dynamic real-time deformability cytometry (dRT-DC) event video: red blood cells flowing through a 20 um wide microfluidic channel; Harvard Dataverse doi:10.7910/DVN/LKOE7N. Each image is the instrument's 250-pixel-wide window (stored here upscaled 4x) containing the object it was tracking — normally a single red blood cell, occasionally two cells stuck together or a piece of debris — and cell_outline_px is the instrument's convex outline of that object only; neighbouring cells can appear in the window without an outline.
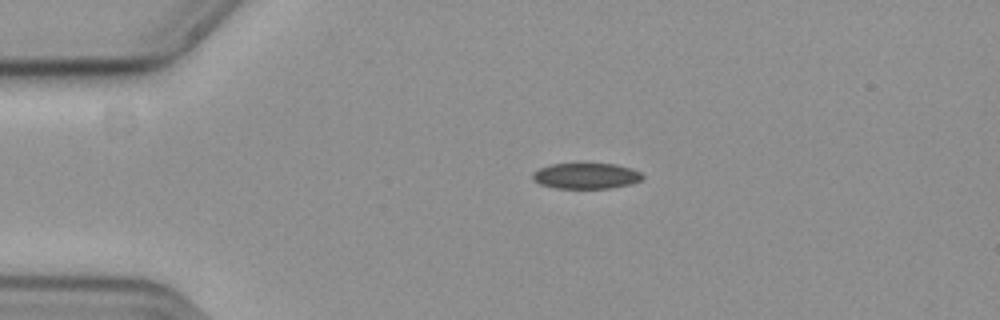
{"species": "common noctule bat (a hibernating species)", "species_latin": "Nyctalus noctula", "temperature_condition": "cold", "stored_images_in_passage": 46, "camera_frame_rate_fps": 3000, "um_per_image_px": 0.085, "animal": {"sex": "female", "body_mass_g": 19.3, "forearm_length_mm": 54.1}, "frame": {"image": 1, "passage_image": 1, "time_ms": 0.0, "image_size_px": [1000, 320], "cell_outline_px": [[644, 176], [640, 180], [628, 184], [608, 188], [556, 188], [540, 184], [532, 180], [532, 172], [548, 164], [580, 160], [616, 164], [632, 168], [640, 172]], "centroid_in_image_um": [49.76, 14.88], "position_along_channel_um": 35.2, "area_um2": 17.4}}
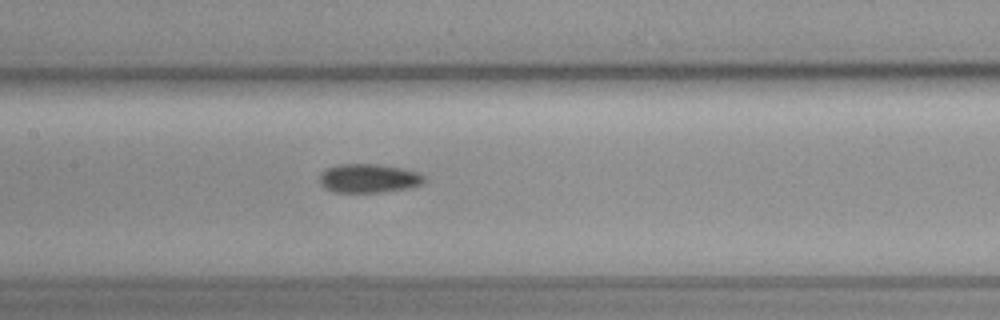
{"frame": {"image": 2, "passage_image": 16, "time_ms": 5.0, "image_size_px": [1000, 320], "cell_outline_px": [[424, 184], [408, 188], [380, 192], [336, 192], [324, 188], [320, 184], [320, 172], [336, 164], [380, 164], [404, 168], [420, 172], [424, 176]], "centroid_in_image_um": [31.36, 15.14], "position_along_channel_um": 176.0, "area_um2": 17.8}}
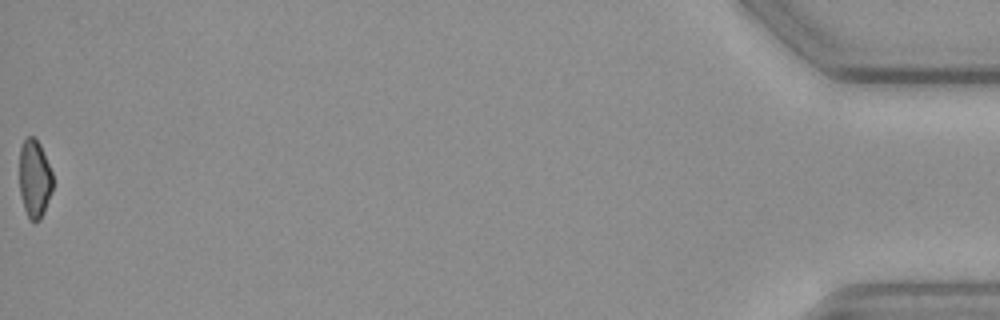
{"frame": {"image": 3, "passage_image": 46, "time_ms": 15.0, "image_size_px": [1000, 320], "cell_outline_px": [[52, 192], [44, 212], [40, 220], [32, 220], [28, 216], [24, 208], [20, 196], [20, 148], [24, 140], [28, 136], [32, 136], [40, 144], [52, 172]], "centroid_in_image_um": [2.94, 15.19], "position_along_channel_um": 432.3, "area_um2": 15.03}, "authors_computed_cell_mechanics": {"area_um2": 16.8776, "velocity_mm_per_s": 3.6327, "shape_relaxation_time_tau1_ms": 5.1166, "shape_relaxation_time_tau2_ms": 8.6206, "deformation_change_tau1": 0.1195, "deformation_change_tau2": 0.1391}}